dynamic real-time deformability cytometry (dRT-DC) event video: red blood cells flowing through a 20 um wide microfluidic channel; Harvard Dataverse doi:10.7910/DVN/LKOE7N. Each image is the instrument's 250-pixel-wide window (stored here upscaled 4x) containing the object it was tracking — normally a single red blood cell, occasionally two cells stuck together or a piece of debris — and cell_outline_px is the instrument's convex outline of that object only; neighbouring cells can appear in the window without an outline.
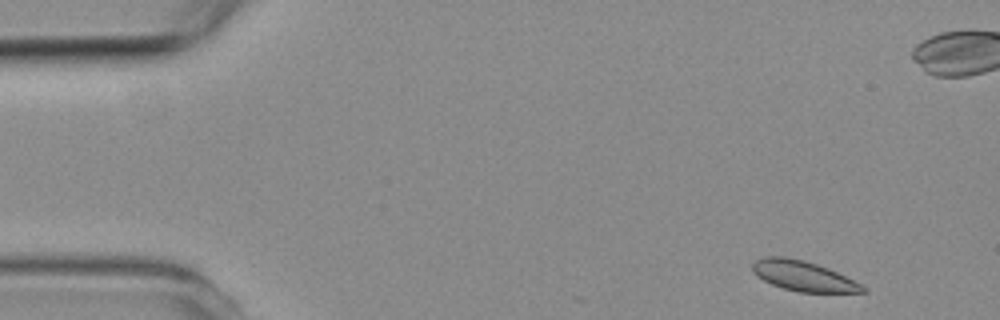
{"species": "common noctule bat (a hibernating species)", "species_latin": "Nyctalus noctula", "temperature_condition": "room temperature", "stored_images_in_passage": 6, "segment_of_instrument_passage": [1, 2], "camera_frame_rate_fps": 3000, "um_per_image_px": 0.085, "animal": {"sex": "female", "body_mass_g": 19.3, "forearm_length_mm": 54.1}, "frame": {"image": 1, "passage_image": 1, "time_ms": 0.0, "image_size_px": [1000, 320], "cell_outline_px": [[868, 292], [800, 292], [784, 288], [772, 284], [756, 276], [752, 272], [752, 264], [756, 260], [764, 256], [784, 256], [804, 260], [828, 268], [868, 288]], "centroid_in_image_um": [68.24, 23.45], "position_along_channel_um": 16.8, "area_um2": 19.19}}
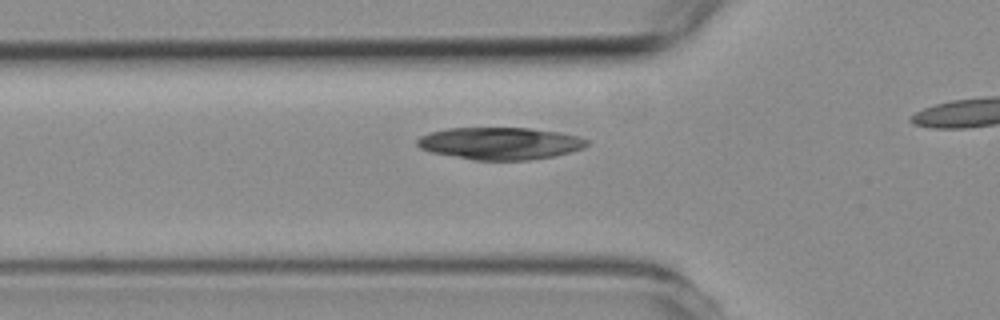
{"frame": {"image": 2, "passage_image": 5, "time_ms": 6.333, "image_size_px": [1000, 320], "cell_outline_px": [[588, 144], [584, 148], [556, 156], [528, 160], [472, 160], [428, 152], [420, 148], [416, 144], [416, 140], [420, 136], [432, 132], [448, 128], [528, 128], [556, 132], [576, 136], [588, 140]], "centroid_in_image_um": [42.47, 12.2], "position_along_channel_um": 83.3, "area_um2": 31.91}}